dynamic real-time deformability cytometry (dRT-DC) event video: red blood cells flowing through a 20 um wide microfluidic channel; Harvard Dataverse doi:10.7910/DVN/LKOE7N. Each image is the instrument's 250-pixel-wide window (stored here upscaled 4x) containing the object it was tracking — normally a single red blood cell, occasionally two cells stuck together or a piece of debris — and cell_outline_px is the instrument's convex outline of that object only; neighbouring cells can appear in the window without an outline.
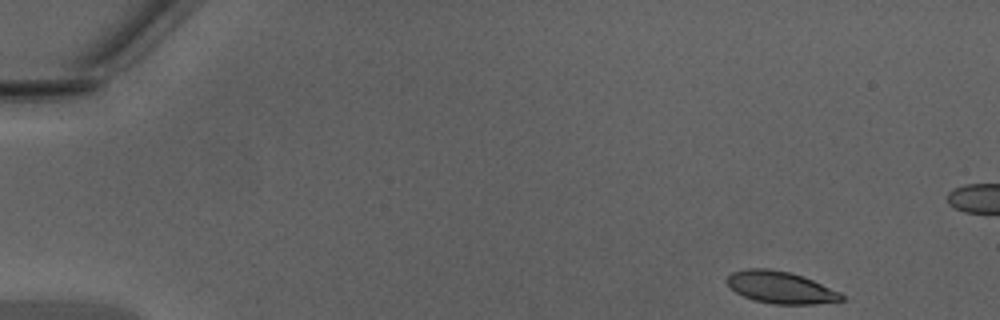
{"species": "Egyptian fruit bat (a non-hibernating species)", "species_latin": "Rousettus aegyptiacus", "temperature_condition": "warm", "stored_images_in_passage": 45, "camera_frame_rate_fps": 3000, "um_per_image_px": 0.085, "animal": {"sex": "male"}, "frame": {"image": 1, "passage_image": 1, "time_ms": 0.0, "image_size_px": [1000, 320], "cell_outline_px": [[844, 300], [816, 304], [772, 304], [756, 300], [744, 296], [736, 292], [728, 284], [728, 276], [732, 272], [748, 268], [768, 268], [788, 272], [812, 280], [840, 292], [844, 296]], "centroid_in_image_um": [66.36, 24.43], "position_along_channel_um": 18.6, "area_um2": 21.04}}
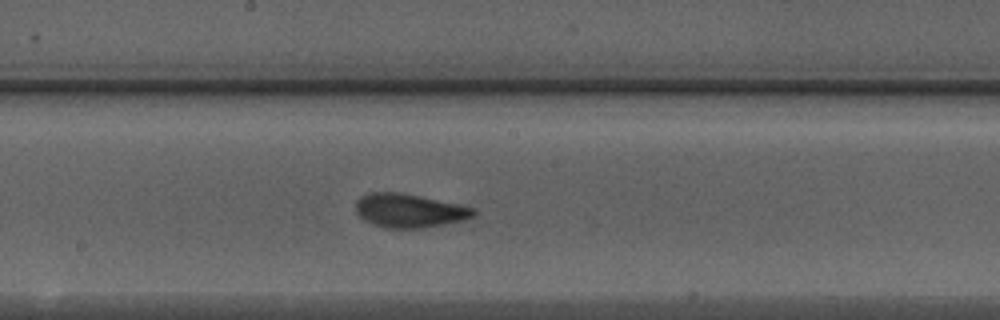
{"frame": {"image": 2, "passage_image": 23, "time_ms": 7.333, "image_size_px": [1000, 320], "cell_outline_px": [[476, 212], [472, 216], [464, 220], [424, 228], [384, 228], [372, 224], [364, 220], [356, 212], [356, 200], [360, 196], [372, 192], [400, 192], [460, 204], [476, 208]], "centroid_in_image_um": [34.78, 17.9], "position_along_channel_um": 213.4, "area_um2": 23.29}}
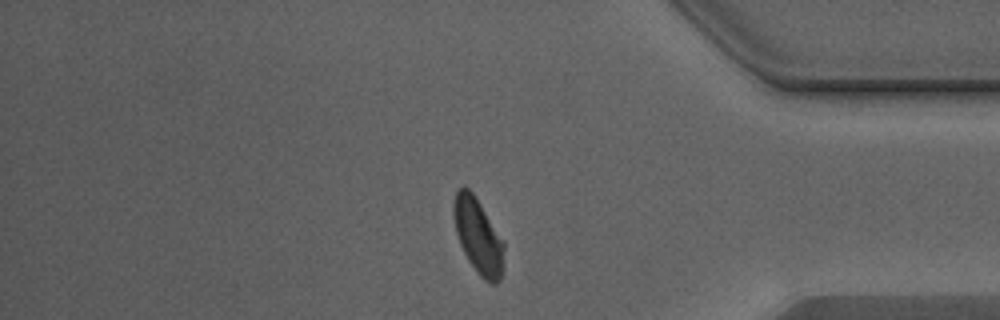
{"frame": {"image": 3, "passage_image": 37, "time_ms": 12.0, "image_size_px": [1000, 320], "cell_outline_px": [[504, 248], [500, 280], [496, 284], [492, 284], [484, 280], [476, 272], [468, 260], [460, 244], [456, 232], [452, 212], [452, 204], [456, 192], [460, 188], [468, 188], [472, 192], [504, 240]], "centroid_in_image_um": [40.63, 20.08], "position_along_channel_um": 394.6, "area_um2": 21.96}, "authors_computed_cell_mechanics": {"area_um2": 22.3686, "velocity_mm_per_s": 4.3284, "shape_relaxation_time_tau1_ms": 2.9926, "shape_relaxation_time_tau2_ms": 0.8752, "deformation_change_tau1": 0.1492, "deformation_change_tau2": 0.0563}}